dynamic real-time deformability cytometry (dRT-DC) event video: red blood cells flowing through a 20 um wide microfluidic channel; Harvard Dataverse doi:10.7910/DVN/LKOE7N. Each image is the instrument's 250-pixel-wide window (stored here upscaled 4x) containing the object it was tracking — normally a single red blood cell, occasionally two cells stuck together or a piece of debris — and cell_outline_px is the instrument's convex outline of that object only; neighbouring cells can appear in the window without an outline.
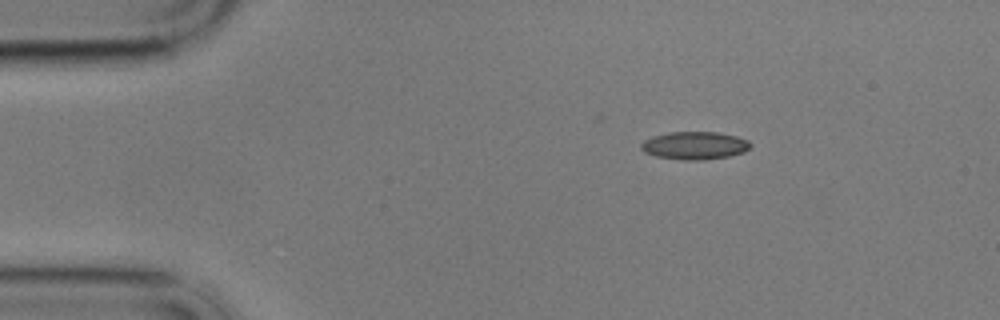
{"species": "common noctule bat (a hibernating species)", "species_latin": "Nyctalus noctula", "temperature_condition": "cold", "stored_images_in_passage": 50, "camera_frame_rate_fps": 3000, "um_per_image_px": 0.085, "animal": {"sex": "male", "body_mass_g": 17.9}, "frame": {"image": 1, "passage_image": 1, "time_ms": 0.0, "image_size_px": [1000, 320], "cell_outline_px": [[752, 144], [744, 152], [728, 156], [704, 160], [684, 160], [656, 156], [644, 152], [640, 148], [640, 144], [644, 140], [652, 136], [668, 132], [716, 132], [736, 136], [748, 140]], "centroid_in_image_um": [59.02, 12.36], "position_along_channel_um": 26.0, "area_um2": 17.74}}
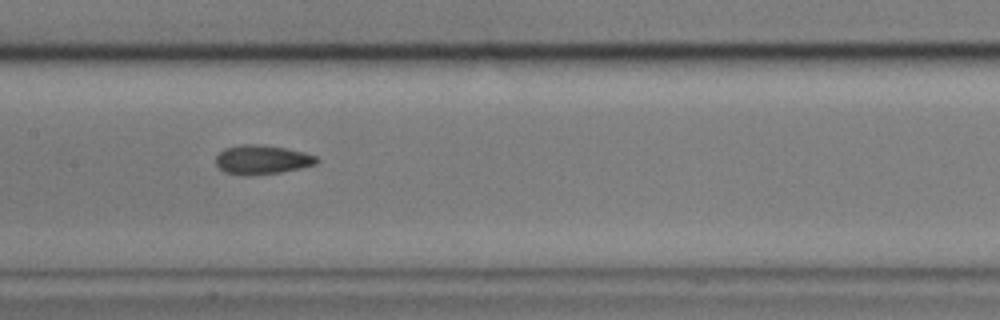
{"frame": {"image": 2, "passage_image": 20, "time_ms": 6.333, "image_size_px": [1000, 320], "cell_outline_px": [[320, 160], [316, 164], [300, 168], [280, 172], [244, 176], [224, 172], [216, 164], [216, 156], [224, 148], [240, 144], [256, 144], [284, 148], [304, 152], [316, 156]], "centroid_in_image_um": [22.26, 13.57], "position_along_channel_um": 185.1, "area_um2": 17.11}}
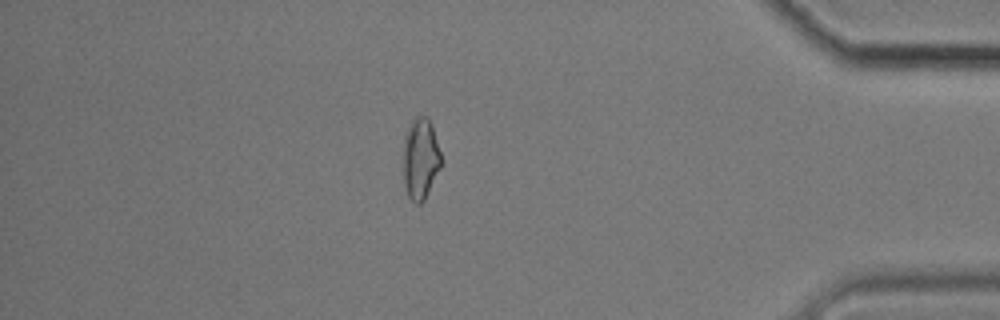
{"frame": {"image": 3, "passage_image": 42, "time_ms": 13.667, "image_size_px": [1000, 320], "cell_outline_px": [[444, 164], [424, 200], [420, 204], [416, 204], [408, 196], [404, 184], [404, 136], [408, 128], [416, 116], [428, 116], [432, 124]], "centroid_in_image_um": [35.78, 13.5], "position_along_channel_um": 399.4, "area_um2": 18.21}, "authors_computed_cell_mechanics": {"area_um2": 17.4845, "velocity_mm_per_s": 3.4376, "shape_relaxation_time_tau1_ms": 7.1961, "shape_relaxation_time_tau2_ms": 3.5956, "deformation_change_tau1": 0.1125, "deformation_change_tau2": 0.0921}}